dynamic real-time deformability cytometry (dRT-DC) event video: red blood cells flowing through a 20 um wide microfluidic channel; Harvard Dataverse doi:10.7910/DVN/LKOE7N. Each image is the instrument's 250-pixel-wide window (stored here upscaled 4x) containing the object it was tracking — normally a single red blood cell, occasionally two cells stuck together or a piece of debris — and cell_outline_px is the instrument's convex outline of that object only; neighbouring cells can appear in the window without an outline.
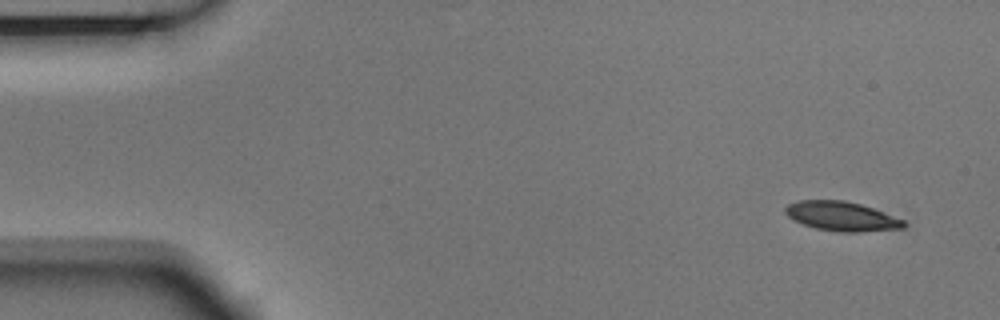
{"species": "Egyptian fruit bat (a non-hibernating species)", "species_latin": "Rousettus aegyptiacus", "temperature_condition": "room temperature", "stored_images_in_passage": 7, "camera_frame_rate_fps": 3000, "um_per_image_px": 0.085, "animal": {"sex": "male"}, "frame": {"image": 1, "passage_image": 1, "time_ms": 0.0, "image_size_px": [1000, 320], "cell_outline_px": [[908, 224], [904, 228], [860, 232], [840, 232], [816, 228], [792, 220], [784, 212], [784, 208], [788, 204], [800, 200], [844, 200], [860, 204], [872, 208], [904, 220]], "centroid_in_image_um": [71.53, 18.38], "position_along_channel_um": 13.5, "area_um2": 20.23}}
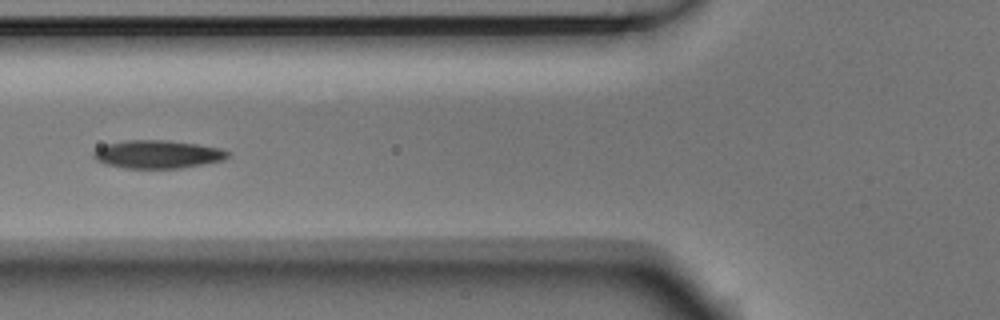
{"frame": {"image": 2, "passage_image": 5, "time_ms": 1.333, "image_size_px": [1000, 320], "cell_outline_px": [[232, 152], [224, 160], [180, 168], [124, 168], [104, 164], [96, 160], [92, 156], [92, 152], [96, 148], [104, 144], [124, 140], [164, 140], [196, 144], [224, 148]], "centroid_in_image_um": [13.38, 13.11], "position_along_channel_um": 112.4, "area_um2": 22.25}}
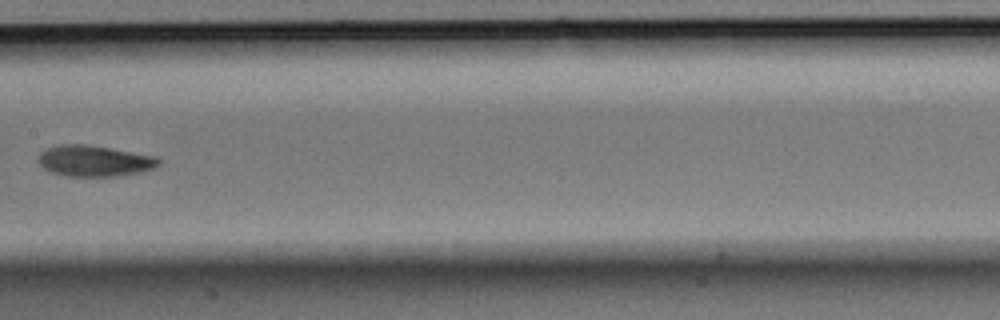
{"frame": {"image": 3, "passage_image": 7, "time_ms": 2.0, "image_size_px": [1000, 320], "cell_outline_px": [[160, 164], [152, 168], [140, 172], [116, 176], [64, 176], [52, 172], [44, 168], [40, 164], [40, 152], [44, 148], [60, 144], [84, 144], [156, 156], [160, 160]], "centroid_in_image_um": [8.0, 13.67], "position_along_channel_um": 199.4, "area_um2": 21.56}}